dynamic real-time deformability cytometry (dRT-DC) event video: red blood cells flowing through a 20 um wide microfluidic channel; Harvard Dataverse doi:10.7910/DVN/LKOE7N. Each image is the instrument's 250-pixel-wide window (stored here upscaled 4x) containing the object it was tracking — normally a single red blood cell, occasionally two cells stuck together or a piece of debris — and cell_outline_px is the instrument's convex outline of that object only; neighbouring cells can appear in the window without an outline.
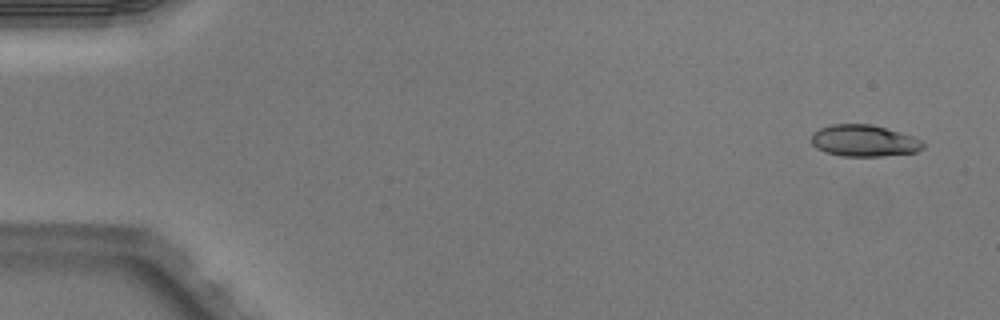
{"species": "Egyptian fruit bat (a non-hibernating species)", "species_latin": "Rousettus aegyptiacus", "temperature_condition": "warm", "stored_images_in_passage": 5, "camera_frame_rate_fps": 3000, "um_per_image_px": 0.085, "animal": {"sex": "male"}, "frame": {"image": 1, "passage_image": 1, "time_ms": 0.0, "image_size_px": [1000, 320], "cell_outline_px": [[924, 148], [916, 152], [880, 156], [844, 156], [824, 152], [816, 148], [812, 144], [812, 132], [820, 128], [832, 124], [872, 124], [912, 136], [924, 140]], "centroid_in_image_um": [73.44, 11.96], "position_along_channel_um": 11.6, "area_um2": 20.63}}
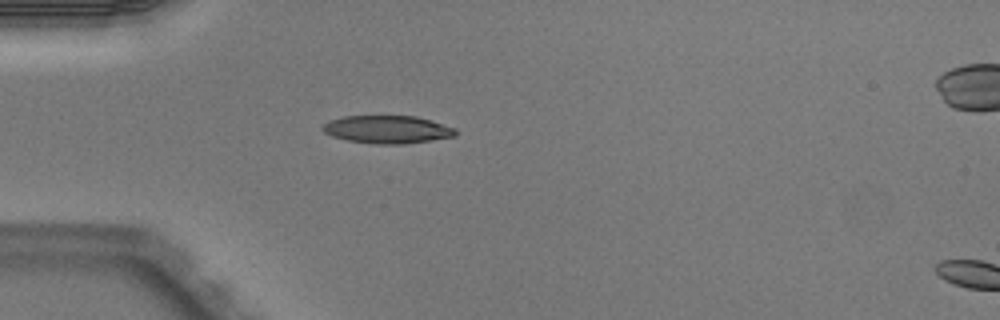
{"frame": {"image": 2, "passage_image": 4, "time_ms": 1.0, "image_size_px": [1000, 320], "cell_outline_px": [[456, 136], [404, 144], [376, 144], [348, 140], [332, 136], [324, 132], [320, 128], [328, 120], [344, 116], [416, 116], [432, 120], [456, 128]], "centroid_in_image_um": [32.92, 11.0], "position_along_channel_um": 52.1, "area_um2": 21.62}}